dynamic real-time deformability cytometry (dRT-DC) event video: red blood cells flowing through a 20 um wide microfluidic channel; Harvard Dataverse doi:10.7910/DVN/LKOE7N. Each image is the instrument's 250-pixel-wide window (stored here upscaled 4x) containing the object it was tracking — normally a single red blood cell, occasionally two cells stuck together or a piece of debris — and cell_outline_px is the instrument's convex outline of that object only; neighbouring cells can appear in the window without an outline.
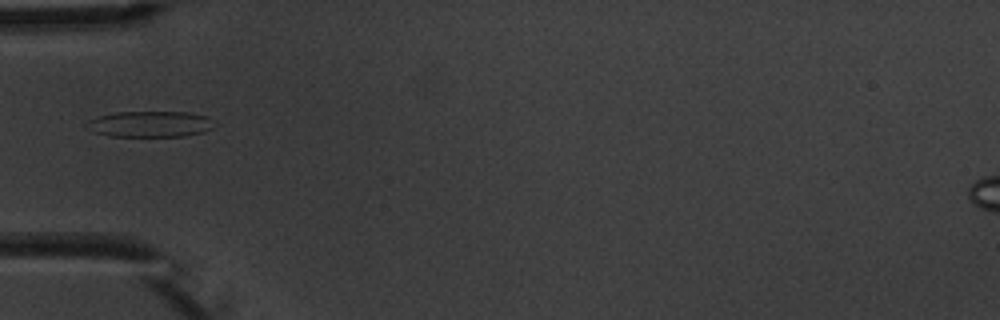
{"species": "common noctule bat (a hibernating species)", "species_latin": "Nyctalus noctula", "temperature_condition": "warm", "stored_images_in_passage": 1, "camera_frame_rate_fps": 3000, "um_per_image_px": 0.085, "animal": {"sex": "male", "body_mass_g": 20.1, "forearm_length_mm": 53.5}, "frame": {"image": 1, "passage_image": 1, "time_ms": 0.0, "image_size_px": [1000, 320], "cell_outline_px": [[212, 128], [204, 132], [184, 136], [108, 136], [96, 132], [88, 120], [96, 116], [116, 112], [188, 112], [208, 116]], "centroid_in_image_um": [12.8, 10.54], "position_along_channel_um": 72.2, "area_um2": 18.9}}